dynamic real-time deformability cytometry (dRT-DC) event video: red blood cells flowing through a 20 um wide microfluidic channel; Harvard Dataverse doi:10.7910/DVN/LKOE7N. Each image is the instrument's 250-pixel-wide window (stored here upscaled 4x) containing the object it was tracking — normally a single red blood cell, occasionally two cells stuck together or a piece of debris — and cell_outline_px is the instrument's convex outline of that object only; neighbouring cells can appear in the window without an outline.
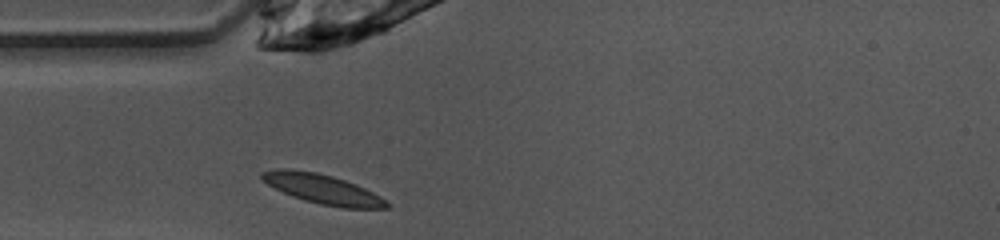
{"species": "common noctule bat (a hibernating species)", "species_latin": "Nyctalus noctula", "temperature_condition": "warm", "stored_images_in_passage": 27, "camera_frame_rate_fps": 3000, "um_per_image_px": 0.085, "animal": {"sex": "female", "body_mass_g": 10.0, "forearm_length_mm": 53.1}, "frame": {"image": 1, "passage_image": 1, "time_ms": 0.0, "image_size_px": [1000, 240], "cell_outline_px": [[388, 208], [344, 208], [320, 204], [304, 200], [292, 196], [260, 180], [260, 172], [276, 168], [288, 168], [316, 172], [332, 176], [356, 184], [380, 196], [388, 204]], "centroid_in_image_um": [27.36, 16.05], "position_along_channel_um": 57.6, "area_um2": 21.39}}
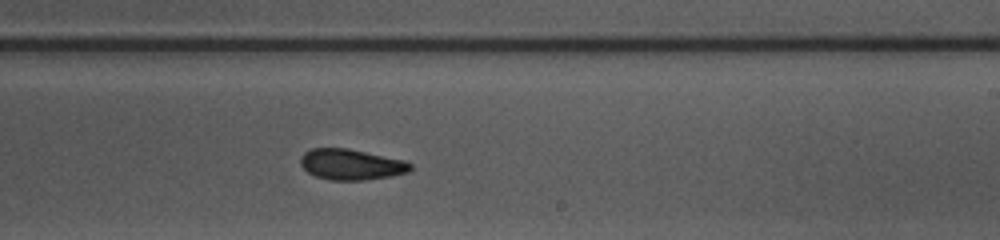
{"frame": {"image": 2, "passage_image": 16, "time_ms": 5.0, "image_size_px": [1000, 240], "cell_outline_px": [[412, 168], [408, 172], [392, 176], [364, 180], [328, 180], [316, 176], [308, 172], [300, 164], [300, 156], [304, 152], [312, 148], [348, 148], [404, 160], [412, 164]], "centroid_in_image_um": [29.84, 13.98], "position_along_channel_um": 259.2, "area_um2": 19.77}}
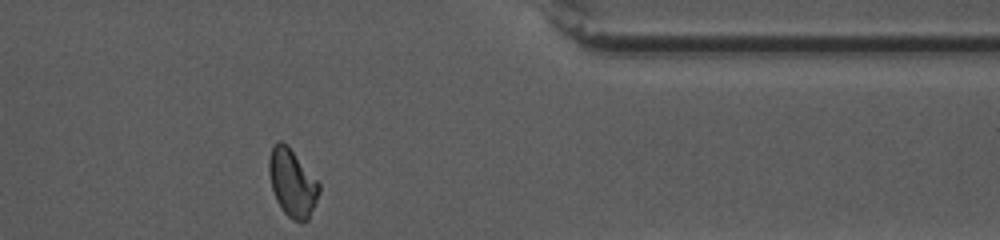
{"frame": {"image": 3, "passage_image": 27, "time_ms": 8.667, "image_size_px": [1000, 240], "cell_outline_px": [[320, 192], [308, 220], [300, 224], [292, 220], [284, 212], [276, 200], [272, 188], [268, 172], [268, 160], [272, 144], [276, 140], [280, 140], [288, 144], [320, 184]], "centroid_in_image_um": [24.83, 15.52], "position_along_channel_um": 386.6, "area_um2": 20.06}, "authors_computed_cell_mechanics": {"area_um2": 19.8832, "velocity_mm_per_s": 4.0326, "shape_relaxation_time_tau1_ms": 4.6409, "shape_relaxation_time_tau2_ms": 4.1322, "deformation_change_tau1": 0.1202, "deformation_change_tau2": 0.0947}}